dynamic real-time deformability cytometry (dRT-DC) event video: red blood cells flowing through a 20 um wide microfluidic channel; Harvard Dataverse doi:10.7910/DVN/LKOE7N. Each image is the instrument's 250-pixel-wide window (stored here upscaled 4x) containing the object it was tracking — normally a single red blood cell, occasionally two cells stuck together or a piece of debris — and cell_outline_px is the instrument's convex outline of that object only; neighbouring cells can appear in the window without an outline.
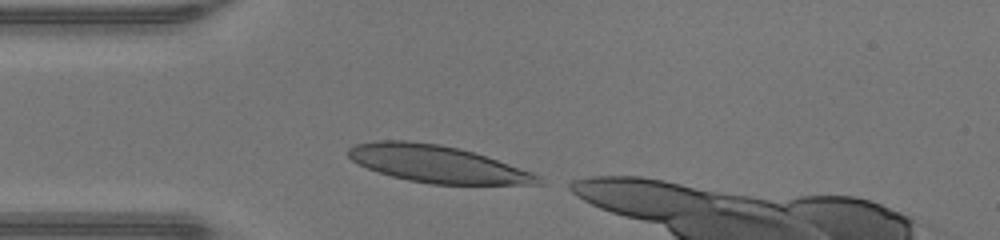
{"species": "human", "species_latin": "Homo sapiens", "temperature_condition": "warm", "stored_images_in_passage": 12, "camera_frame_rate_fps": 3000, "um_per_image_px": 0.085, "donor": {"sex": "male"}, "frame": {"image": 1, "passage_image": 1, "time_ms": 0.0, "image_size_px": [1000, 240], "cell_outline_px": [[544, 184], [432, 184], [408, 180], [392, 176], [368, 168], [352, 160], [348, 156], [348, 148], [356, 144], [376, 140], [408, 140], [440, 144], [460, 148], [532, 172], [540, 176]], "centroid_in_image_um": [37.14, 13.93], "position_along_channel_um": 47.9, "area_um2": 40.63}}
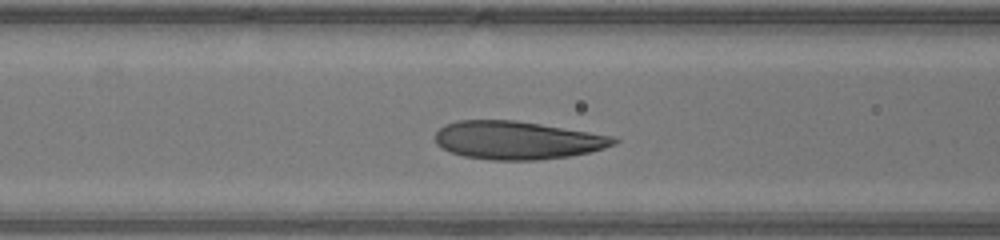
{"frame": {"image": 2, "passage_image": 7, "time_ms": 2.0, "image_size_px": [1000, 240], "cell_outline_px": [[620, 140], [616, 144], [604, 148], [588, 152], [568, 156], [536, 160], [492, 160], [464, 156], [440, 148], [436, 144], [436, 132], [444, 124], [456, 120], [516, 120], [612, 136]], "centroid_in_image_um": [43.93, 11.91], "position_along_channel_um": 122.7, "area_um2": 39.54}}
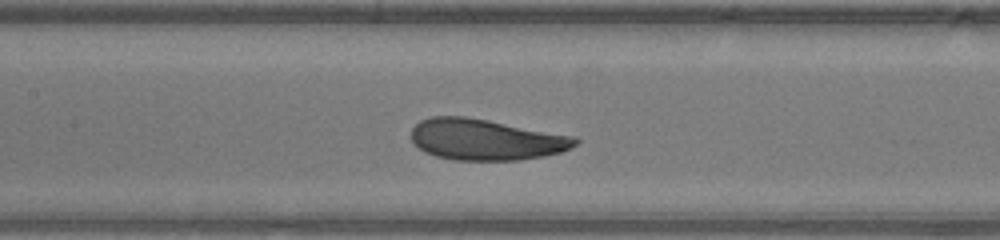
{"frame": {"image": 3, "passage_image": 10, "time_ms": 3.0, "image_size_px": [1000, 240], "cell_outline_px": [[580, 140], [572, 148], [560, 152], [544, 156], [516, 160], [456, 160], [436, 156], [424, 152], [412, 140], [412, 128], [420, 120], [432, 116], [464, 116], [488, 120], [576, 136]], "centroid_in_image_um": [41.31, 11.86], "position_along_channel_um": 166.1, "area_um2": 39.25}}